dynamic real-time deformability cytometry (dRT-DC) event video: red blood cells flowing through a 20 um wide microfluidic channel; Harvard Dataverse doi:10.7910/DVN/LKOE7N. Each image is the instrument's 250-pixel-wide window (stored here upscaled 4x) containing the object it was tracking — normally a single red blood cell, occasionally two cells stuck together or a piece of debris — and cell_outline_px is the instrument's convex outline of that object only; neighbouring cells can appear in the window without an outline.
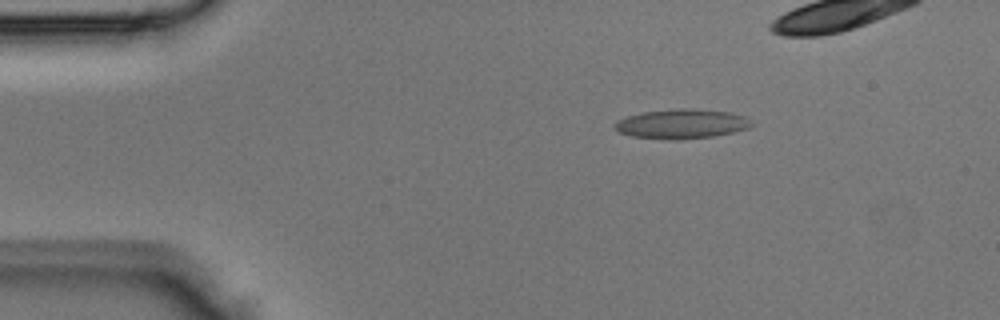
{"species": "Egyptian fruit bat (a non-hibernating species)", "species_latin": "Rousettus aegyptiacus", "temperature_condition": "room temperature", "stored_images_in_passage": 4, "camera_frame_rate_fps": 3000, "um_per_image_px": 0.085, "animal": {"sex": "male"}, "frame": {"image": 1, "passage_image": 2, "time_ms": 0.333, "image_size_px": [1000, 320], "cell_outline_px": [[756, 124], [748, 128], [732, 132], [712, 136], [680, 140], [668, 140], [632, 136], [616, 132], [612, 128], [612, 124], [616, 120], [628, 116], [644, 112], [676, 108], [696, 108], [732, 112], [744, 116], [752, 120]], "centroid_in_image_um": [57.92, 10.52], "position_along_channel_um": 27.1, "area_um2": 24.04}}